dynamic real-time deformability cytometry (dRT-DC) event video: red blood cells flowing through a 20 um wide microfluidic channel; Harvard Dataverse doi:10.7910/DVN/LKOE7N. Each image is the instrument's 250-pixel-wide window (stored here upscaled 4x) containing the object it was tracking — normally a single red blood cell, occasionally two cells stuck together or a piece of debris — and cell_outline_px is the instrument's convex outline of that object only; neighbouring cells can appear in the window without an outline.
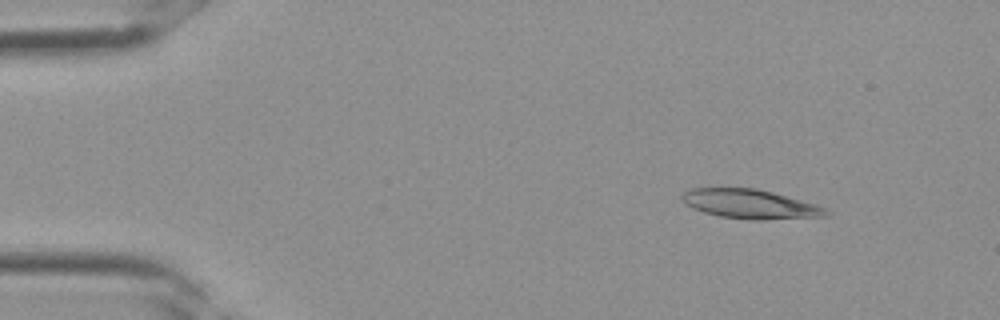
{"species": "Egyptian fruit bat (a non-hibernating species)", "species_latin": "Rousettus aegyptiacus", "temperature_condition": "room temperature", "stored_images_in_passage": 3, "camera_frame_rate_fps": 3000, "um_per_image_px": 0.085, "frame": {"image": 1, "passage_image": 1, "time_ms": 0.0, "image_size_px": [1000, 320], "cell_outline_px": [[832, 212], [828, 216], [764, 220], [752, 220], [720, 216], [704, 212], [692, 208], [680, 196], [684, 192], [692, 188], [756, 188], [772, 192], [816, 204]], "centroid_in_image_um": [63.81, 17.35], "position_along_channel_um": 21.2, "area_um2": 24.45}}
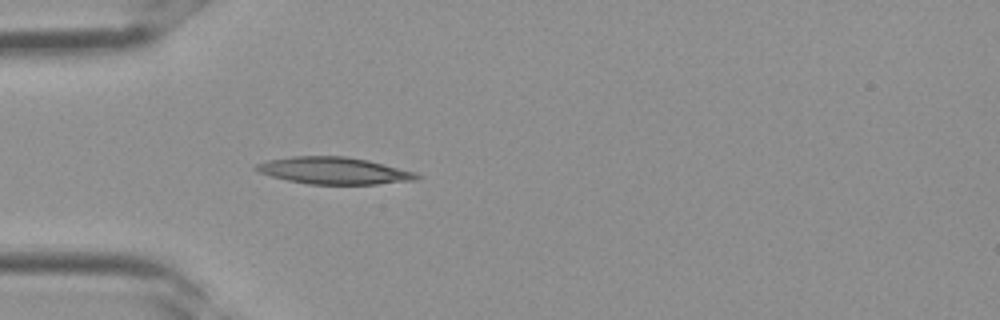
{"frame": {"image": 2, "passage_image": 3, "time_ms": 0.667, "image_size_px": [1000, 320], "cell_outline_px": [[420, 176], [416, 180], [376, 184], [308, 184], [288, 180], [272, 176], [260, 172], [252, 168], [256, 164], [268, 160], [292, 156], [344, 156], [368, 160], [416, 172]], "centroid_in_image_um": [28.38, 14.5], "position_along_channel_um": 56.6, "area_um2": 25.09}}